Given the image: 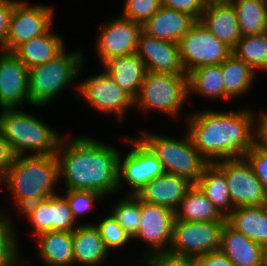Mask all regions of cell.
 Segmentation results:
<instances>
[{"mask_svg":"<svg viewBox=\"0 0 267 266\" xmlns=\"http://www.w3.org/2000/svg\"><path fill=\"white\" fill-rule=\"evenodd\" d=\"M194 147L209 162L244 158L255 144L256 117L253 110H202L187 116Z\"/></svg>","mask_w":267,"mask_h":266,"instance_id":"1","label":"cell"},{"mask_svg":"<svg viewBox=\"0 0 267 266\" xmlns=\"http://www.w3.org/2000/svg\"><path fill=\"white\" fill-rule=\"evenodd\" d=\"M67 140L61 139L56 152L64 190H91L104 197L117 192L118 149L92 137L79 135Z\"/></svg>","mask_w":267,"mask_h":266,"instance_id":"2","label":"cell"},{"mask_svg":"<svg viewBox=\"0 0 267 266\" xmlns=\"http://www.w3.org/2000/svg\"><path fill=\"white\" fill-rule=\"evenodd\" d=\"M59 181L58 160L53 155L16 156L13 164L0 181L11 191L20 212L28 205L56 194Z\"/></svg>","mask_w":267,"mask_h":266,"instance_id":"3","label":"cell"},{"mask_svg":"<svg viewBox=\"0 0 267 266\" xmlns=\"http://www.w3.org/2000/svg\"><path fill=\"white\" fill-rule=\"evenodd\" d=\"M0 112V132L10 143L16 156H25L30 151L35 155L56 154L61 139L55 129L41 119L18 108H5ZM55 130V131H54ZM29 151V152H27Z\"/></svg>","mask_w":267,"mask_h":266,"instance_id":"4","label":"cell"},{"mask_svg":"<svg viewBox=\"0 0 267 266\" xmlns=\"http://www.w3.org/2000/svg\"><path fill=\"white\" fill-rule=\"evenodd\" d=\"M82 51L66 52L28 71V95L32 106H45L82 72Z\"/></svg>","mask_w":267,"mask_h":266,"instance_id":"5","label":"cell"},{"mask_svg":"<svg viewBox=\"0 0 267 266\" xmlns=\"http://www.w3.org/2000/svg\"><path fill=\"white\" fill-rule=\"evenodd\" d=\"M181 139L141 131L140 139L162 163L165 173L183 176L196 184L209 162L194 147L186 132Z\"/></svg>","mask_w":267,"mask_h":266,"instance_id":"6","label":"cell"},{"mask_svg":"<svg viewBox=\"0 0 267 266\" xmlns=\"http://www.w3.org/2000/svg\"><path fill=\"white\" fill-rule=\"evenodd\" d=\"M189 96L188 76L146 71L134 105L143 111L158 110L171 118H178Z\"/></svg>","mask_w":267,"mask_h":266,"instance_id":"7","label":"cell"},{"mask_svg":"<svg viewBox=\"0 0 267 266\" xmlns=\"http://www.w3.org/2000/svg\"><path fill=\"white\" fill-rule=\"evenodd\" d=\"M225 222H188L175 219L168 254L180 257H199L218 251L221 230Z\"/></svg>","mask_w":267,"mask_h":266,"instance_id":"8","label":"cell"},{"mask_svg":"<svg viewBox=\"0 0 267 266\" xmlns=\"http://www.w3.org/2000/svg\"><path fill=\"white\" fill-rule=\"evenodd\" d=\"M178 47L186 74L199 66L222 64L233 53L200 21L184 34Z\"/></svg>","mask_w":267,"mask_h":266,"instance_id":"9","label":"cell"},{"mask_svg":"<svg viewBox=\"0 0 267 266\" xmlns=\"http://www.w3.org/2000/svg\"><path fill=\"white\" fill-rule=\"evenodd\" d=\"M213 163L225 174L234 208L267 205V192L245 158L224 159Z\"/></svg>","mask_w":267,"mask_h":266,"instance_id":"10","label":"cell"},{"mask_svg":"<svg viewBox=\"0 0 267 266\" xmlns=\"http://www.w3.org/2000/svg\"><path fill=\"white\" fill-rule=\"evenodd\" d=\"M125 142H129L133 149L126 153L123 160L119 153L118 190L121 189L124 180L131 187L128 194L134 195L149 181L161 176L165 171L156 155L140 138L126 137Z\"/></svg>","mask_w":267,"mask_h":266,"instance_id":"11","label":"cell"},{"mask_svg":"<svg viewBox=\"0 0 267 266\" xmlns=\"http://www.w3.org/2000/svg\"><path fill=\"white\" fill-rule=\"evenodd\" d=\"M77 86L79 93L75 95L76 101L80 102L79 96H82L94 109L105 114H115L120 122L127 109L134 106V99L123 91L105 70L98 75L87 77Z\"/></svg>","mask_w":267,"mask_h":266,"instance_id":"12","label":"cell"},{"mask_svg":"<svg viewBox=\"0 0 267 266\" xmlns=\"http://www.w3.org/2000/svg\"><path fill=\"white\" fill-rule=\"evenodd\" d=\"M141 219L138 232L134 239H139L149 244V250L144 252V259L139 260L145 264L152 257L168 253L175 212L169 208L154 205L140 199Z\"/></svg>","mask_w":267,"mask_h":266,"instance_id":"13","label":"cell"},{"mask_svg":"<svg viewBox=\"0 0 267 266\" xmlns=\"http://www.w3.org/2000/svg\"><path fill=\"white\" fill-rule=\"evenodd\" d=\"M53 8L29 5L18 0L12 11L5 51L13 52L19 45L46 33L53 26Z\"/></svg>","mask_w":267,"mask_h":266,"instance_id":"14","label":"cell"},{"mask_svg":"<svg viewBox=\"0 0 267 266\" xmlns=\"http://www.w3.org/2000/svg\"><path fill=\"white\" fill-rule=\"evenodd\" d=\"M21 213L34 226L35 236L48 231L72 232L79 225L76 224L66 197L58 193L28 205Z\"/></svg>","mask_w":267,"mask_h":266,"instance_id":"15","label":"cell"},{"mask_svg":"<svg viewBox=\"0 0 267 266\" xmlns=\"http://www.w3.org/2000/svg\"><path fill=\"white\" fill-rule=\"evenodd\" d=\"M111 20L104 24L96 37V50L101 64L112 57L136 53L142 31L141 24L122 16Z\"/></svg>","mask_w":267,"mask_h":266,"instance_id":"16","label":"cell"},{"mask_svg":"<svg viewBox=\"0 0 267 266\" xmlns=\"http://www.w3.org/2000/svg\"><path fill=\"white\" fill-rule=\"evenodd\" d=\"M136 54L144 62L147 71L187 76L177 43L160 40L141 31Z\"/></svg>","mask_w":267,"mask_h":266,"instance_id":"17","label":"cell"},{"mask_svg":"<svg viewBox=\"0 0 267 266\" xmlns=\"http://www.w3.org/2000/svg\"><path fill=\"white\" fill-rule=\"evenodd\" d=\"M29 69L12 53L0 51V108H19L28 103Z\"/></svg>","mask_w":267,"mask_h":266,"instance_id":"18","label":"cell"},{"mask_svg":"<svg viewBox=\"0 0 267 266\" xmlns=\"http://www.w3.org/2000/svg\"><path fill=\"white\" fill-rule=\"evenodd\" d=\"M193 185V182L183 176L164 173L149 181L136 195L142 201L176 212Z\"/></svg>","mask_w":267,"mask_h":266,"instance_id":"19","label":"cell"},{"mask_svg":"<svg viewBox=\"0 0 267 266\" xmlns=\"http://www.w3.org/2000/svg\"><path fill=\"white\" fill-rule=\"evenodd\" d=\"M233 266H263L265 248L238 232L227 222L221 230L220 249Z\"/></svg>","mask_w":267,"mask_h":266,"instance_id":"20","label":"cell"},{"mask_svg":"<svg viewBox=\"0 0 267 266\" xmlns=\"http://www.w3.org/2000/svg\"><path fill=\"white\" fill-rule=\"evenodd\" d=\"M196 22L188 13L162 6L142 25V31L154 38L178 44Z\"/></svg>","mask_w":267,"mask_h":266,"instance_id":"21","label":"cell"},{"mask_svg":"<svg viewBox=\"0 0 267 266\" xmlns=\"http://www.w3.org/2000/svg\"><path fill=\"white\" fill-rule=\"evenodd\" d=\"M199 21L232 51L242 37L232 3L207 5Z\"/></svg>","mask_w":267,"mask_h":266,"instance_id":"22","label":"cell"},{"mask_svg":"<svg viewBox=\"0 0 267 266\" xmlns=\"http://www.w3.org/2000/svg\"><path fill=\"white\" fill-rule=\"evenodd\" d=\"M74 265L100 266L110 252L95 223H83L72 231Z\"/></svg>","mask_w":267,"mask_h":266,"instance_id":"23","label":"cell"},{"mask_svg":"<svg viewBox=\"0 0 267 266\" xmlns=\"http://www.w3.org/2000/svg\"><path fill=\"white\" fill-rule=\"evenodd\" d=\"M102 65L115 83L135 100L147 71L138 55L133 53L112 57Z\"/></svg>","mask_w":267,"mask_h":266,"instance_id":"24","label":"cell"},{"mask_svg":"<svg viewBox=\"0 0 267 266\" xmlns=\"http://www.w3.org/2000/svg\"><path fill=\"white\" fill-rule=\"evenodd\" d=\"M51 30L53 29L50 28L46 33L22 43L12 53L28 69L56 58L65 50V45L63 38Z\"/></svg>","mask_w":267,"mask_h":266,"instance_id":"25","label":"cell"},{"mask_svg":"<svg viewBox=\"0 0 267 266\" xmlns=\"http://www.w3.org/2000/svg\"><path fill=\"white\" fill-rule=\"evenodd\" d=\"M226 222L247 238L267 248V205L236 207Z\"/></svg>","mask_w":267,"mask_h":266,"instance_id":"26","label":"cell"},{"mask_svg":"<svg viewBox=\"0 0 267 266\" xmlns=\"http://www.w3.org/2000/svg\"><path fill=\"white\" fill-rule=\"evenodd\" d=\"M38 256L49 266H74L70 231H48L36 236Z\"/></svg>","mask_w":267,"mask_h":266,"instance_id":"27","label":"cell"},{"mask_svg":"<svg viewBox=\"0 0 267 266\" xmlns=\"http://www.w3.org/2000/svg\"><path fill=\"white\" fill-rule=\"evenodd\" d=\"M175 216L176 220L188 222L226 221L197 184H194L181 200Z\"/></svg>","mask_w":267,"mask_h":266,"instance_id":"28","label":"cell"},{"mask_svg":"<svg viewBox=\"0 0 267 266\" xmlns=\"http://www.w3.org/2000/svg\"><path fill=\"white\" fill-rule=\"evenodd\" d=\"M224 98L234 100L241 97L251 89L254 83L255 71L247 65L242 59L232 53L221 64Z\"/></svg>","mask_w":267,"mask_h":266,"instance_id":"29","label":"cell"},{"mask_svg":"<svg viewBox=\"0 0 267 266\" xmlns=\"http://www.w3.org/2000/svg\"><path fill=\"white\" fill-rule=\"evenodd\" d=\"M196 184L225 218L235 209L230 198L225 174L214 163H209L204 168L203 174Z\"/></svg>","mask_w":267,"mask_h":266,"instance_id":"30","label":"cell"},{"mask_svg":"<svg viewBox=\"0 0 267 266\" xmlns=\"http://www.w3.org/2000/svg\"><path fill=\"white\" fill-rule=\"evenodd\" d=\"M187 76L189 93L192 91L211 100L224 99L221 64L199 66Z\"/></svg>","mask_w":267,"mask_h":266,"instance_id":"31","label":"cell"},{"mask_svg":"<svg viewBox=\"0 0 267 266\" xmlns=\"http://www.w3.org/2000/svg\"><path fill=\"white\" fill-rule=\"evenodd\" d=\"M242 36L264 33L267 0H233Z\"/></svg>","mask_w":267,"mask_h":266,"instance_id":"32","label":"cell"},{"mask_svg":"<svg viewBox=\"0 0 267 266\" xmlns=\"http://www.w3.org/2000/svg\"><path fill=\"white\" fill-rule=\"evenodd\" d=\"M233 53L255 72L267 71V37L264 33L242 36Z\"/></svg>","mask_w":267,"mask_h":266,"instance_id":"33","label":"cell"},{"mask_svg":"<svg viewBox=\"0 0 267 266\" xmlns=\"http://www.w3.org/2000/svg\"><path fill=\"white\" fill-rule=\"evenodd\" d=\"M113 207L110 211L111 215L133 239L140 226V198L136 194H127L126 197L116 202Z\"/></svg>","mask_w":267,"mask_h":266,"instance_id":"34","label":"cell"},{"mask_svg":"<svg viewBox=\"0 0 267 266\" xmlns=\"http://www.w3.org/2000/svg\"><path fill=\"white\" fill-rule=\"evenodd\" d=\"M12 219L0 217V266H27L28 261L19 258L18 245ZM18 242V243H17Z\"/></svg>","mask_w":267,"mask_h":266,"instance_id":"35","label":"cell"},{"mask_svg":"<svg viewBox=\"0 0 267 266\" xmlns=\"http://www.w3.org/2000/svg\"><path fill=\"white\" fill-rule=\"evenodd\" d=\"M95 226L99 230L105 247L109 252L114 248H122V246L131 241V237L110 213L109 216L96 223Z\"/></svg>","mask_w":267,"mask_h":266,"instance_id":"36","label":"cell"},{"mask_svg":"<svg viewBox=\"0 0 267 266\" xmlns=\"http://www.w3.org/2000/svg\"><path fill=\"white\" fill-rule=\"evenodd\" d=\"M122 17L143 25L161 7L162 0H126Z\"/></svg>","mask_w":267,"mask_h":266,"instance_id":"37","label":"cell"},{"mask_svg":"<svg viewBox=\"0 0 267 266\" xmlns=\"http://www.w3.org/2000/svg\"><path fill=\"white\" fill-rule=\"evenodd\" d=\"M64 192L77 224L80 216L95 207L93 206L95 201L104 198L102 194L91 190H65Z\"/></svg>","mask_w":267,"mask_h":266,"instance_id":"38","label":"cell"},{"mask_svg":"<svg viewBox=\"0 0 267 266\" xmlns=\"http://www.w3.org/2000/svg\"><path fill=\"white\" fill-rule=\"evenodd\" d=\"M244 158L249 162L254 174L267 192V150L255 142Z\"/></svg>","mask_w":267,"mask_h":266,"instance_id":"39","label":"cell"},{"mask_svg":"<svg viewBox=\"0 0 267 266\" xmlns=\"http://www.w3.org/2000/svg\"><path fill=\"white\" fill-rule=\"evenodd\" d=\"M162 6L188 13L197 21H199L206 8L203 0H162Z\"/></svg>","mask_w":267,"mask_h":266,"instance_id":"40","label":"cell"},{"mask_svg":"<svg viewBox=\"0 0 267 266\" xmlns=\"http://www.w3.org/2000/svg\"><path fill=\"white\" fill-rule=\"evenodd\" d=\"M146 266H198L197 257H180L168 253L152 257Z\"/></svg>","mask_w":267,"mask_h":266,"instance_id":"41","label":"cell"},{"mask_svg":"<svg viewBox=\"0 0 267 266\" xmlns=\"http://www.w3.org/2000/svg\"><path fill=\"white\" fill-rule=\"evenodd\" d=\"M18 0H0V47L5 51V42L14 5Z\"/></svg>","mask_w":267,"mask_h":266,"instance_id":"42","label":"cell"},{"mask_svg":"<svg viewBox=\"0 0 267 266\" xmlns=\"http://www.w3.org/2000/svg\"><path fill=\"white\" fill-rule=\"evenodd\" d=\"M16 155L13 152L10 143L0 132V181L6 174L7 170L13 164Z\"/></svg>","mask_w":267,"mask_h":266,"instance_id":"43","label":"cell"},{"mask_svg":"<svg viewBox=\"0 0 267 266\" xmlns=\"http://www.w3.org/2000/svg\"><path fill=\"white\" fill-rule=\"evenodd\" d=\"M198 258V266H233L228 257L220 250L201 255Z\"/></svg>","mask_w":267,"mask_h":266,"instance_id":"44","label":"cell"},{"mask_svg":"<svg viewBox=\"0 0 267 266\" xmlns=\"http://www.w3.org/2000/svg\"><path fill=\"white\" fill-rule=\"evenodd\" d=\"M260 114V115H259ZM256 115V136L255 142L267 150V112ZM258 116V117H257Z\"/></svg>","mask_w":267,"mask_h":266,"instance_id":"45","label":"cell"},{"mask_svg":"<svg viewBox=\"0 0 267 266\" xmlns=\"http://www.w3.org/2000/svg\"><path fill=\"white\" fill-rule=\"evenodd\" d=\"M205 5L231 3L233 0H203Z\"/></svg>","mask_w":267,"mask_h":266,"instance_id":"46","label":"cell"},{"mask_svg":"<svg viewBox=\"0 0 267 266\" xmlns=\"http://www.w3.org/2000/svg\"><path fill=\"white\" fill-rule=\"evenodd\" d=\"M263 266H267V248L264 250Z\"/></svg>","mask_w":267,"mask_h":266,"instance_id":"47","label":"cell"},{"mask_svg":"<svg viewBox=\"0 0 267 266\" xmlns=\"http://www.w3.org/2000/svg\"><path fill=\"white\" fill-rule=\"evenodd\" d=\"M264 35L267 37V15H266V21H265Z\"/></svg>","mask_w":267,"mask_h":266,"instance_id":"48","label":"cell"},{"mask_svg":"<svg viewBox=\"0 0 267 266\" xmlns=\"http://www.w3.org/2000/svg\"><path fill=\"white\" fill-rule=\"evenodd\" d=\"M8 213L7 212H5V210H1V212H0V217L1 216H5V217H9V215H7Z\"/></svg>","mask_w":267,"mask_h":266,"instance_id":"49","label":"cell"}]
</instances>
